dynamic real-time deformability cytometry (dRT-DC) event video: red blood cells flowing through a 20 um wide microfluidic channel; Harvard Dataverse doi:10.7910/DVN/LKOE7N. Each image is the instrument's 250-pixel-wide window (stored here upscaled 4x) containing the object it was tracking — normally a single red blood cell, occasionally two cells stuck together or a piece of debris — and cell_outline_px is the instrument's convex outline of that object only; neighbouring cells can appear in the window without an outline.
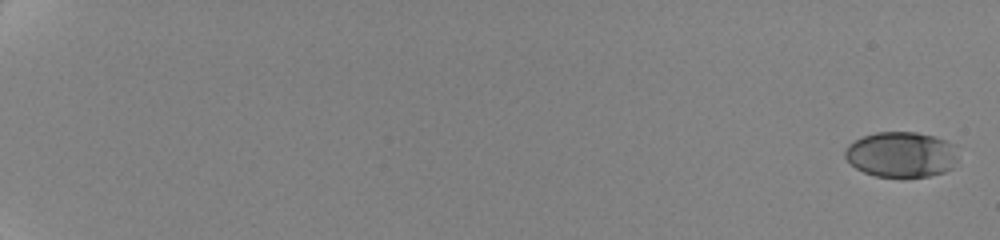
{"species": "human", "species_latin": "Homo sapiens", "temperature_condition": "cold", "stored_images_in_passage": 58, "camera_frame_rate_fps": 3000, "um_per_image_px": 0.085, "donor": {"sex": "female"}, "frame": {"image": 1, "passage_image": 1, "time_ms": 0.0, "image_size_px": [1000, 240], "cell_outline_px": [[956, 160], [952, 168], [944, 172], [928, 176], [876, 176], [864, 172], [856, 168], [844, 156], [844, 152], [848, 144], [864, 136], [876, 132], [916, 132], [932, 136], [956, 144]], "centroid_in_image_um": [76.61, 13.12], "position_along_channel_um": 8.4, "area_um2": 29.77}}
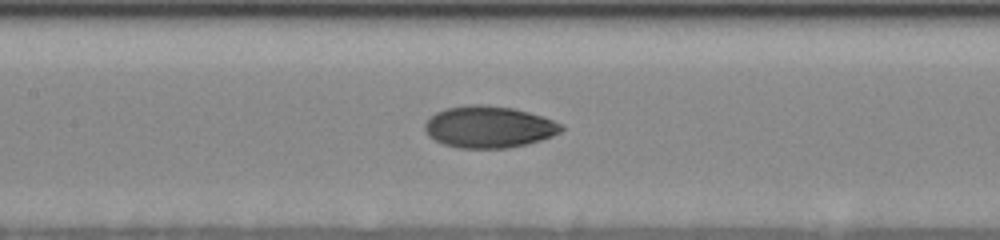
{"frame": {"image": 2, "passage_image": 30, "time_ms": 11.0, "image_size_px": [1000, 240], "cell_outline_px": [[564, 128], [560, 132], [552, 136], [540, 140], [508, 148], [460, 148], [444, 144], [428, 136], [424, 128], [424, 124], [436, 112], [448, 108], [468, 104], [484, 104], [512, 108], [528, 112], [564, 124]], "centroid_in_image_um": [41.55, 10.78], "position_along_channel_um": 165.8, "area_um2": 33.0}}
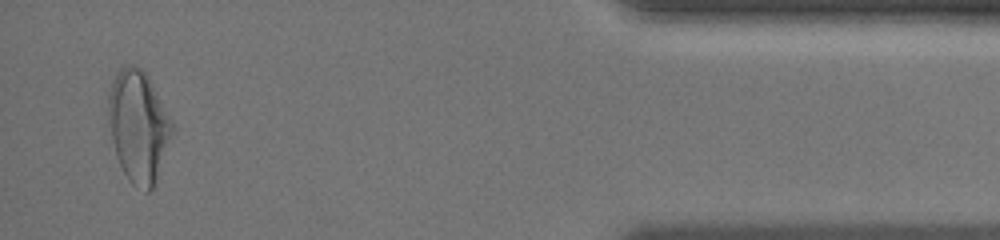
{"frame": {"image": 3, "passage_image": 57, "time_ms": 19.667, "image_size_px": [1000, 240], "cell_outline_px": [[172, 132], [156, 180], [152, 188], [148, 192], [144, 192], [136, 188], [128, 180], [116, 156], [112, 140], [108, 108], [108, 96], [112, 84], [120, 68], [140, 68], [148, 76], [172, 124]], "centroid_in_image_um": [11.75, 10.8], "position_along_channel_um": 423.5, "area_um2": 40.11}, "authors_computed_cell_mechanics": {"area_um2": 32.5703, "velocity_mm_per_s": 3.5359, "shape_relaxation_time_tau1_ms": 4.9635, "shape_relaxation_time_tau2_ms": 1.6335, "deformation_change_tau1": 0.1556, "deformation_change_tau2": 0.0533}}